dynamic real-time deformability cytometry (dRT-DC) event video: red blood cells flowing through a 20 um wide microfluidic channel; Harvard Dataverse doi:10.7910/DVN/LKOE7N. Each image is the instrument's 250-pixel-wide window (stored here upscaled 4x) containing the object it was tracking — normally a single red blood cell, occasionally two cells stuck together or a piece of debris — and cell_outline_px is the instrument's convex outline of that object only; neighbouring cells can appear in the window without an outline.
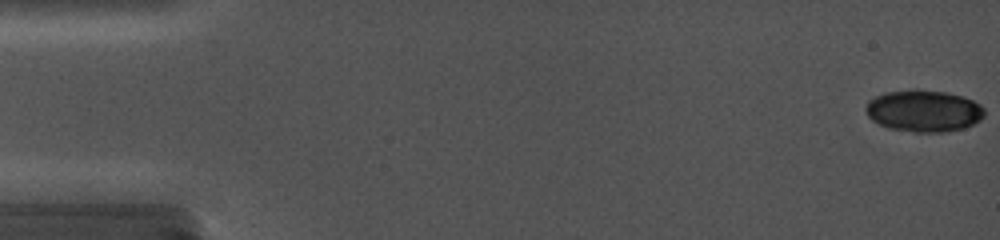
{"species": "common noctule bat (a hibernating species)", "species_latin": "Nyctalus noctula", "temperature_condition": "cold", "stored_images_in_passage": 9, "camera_frame_rate_fps": 5000, "um_per_image_px": 0.085, "animal": {"sex": "female", "body_mass_g": 19.0, "forearm_length_mm": 56.7}, "frame": {"image": 1, "passage_image": 1, "time_ms": 0.0, "image_size_px": [1000, 240], "cell_outline_px": [[984, 116], [980, 120], [964, 128], [944, 132], [916, 132], [888, 128], [872, 120], [868, 116], [864, 108], [868, 100], [884, 92], [912, 88], [916, 88], [948, 92], [964, 96], [980, 104], [984, 108]], "centroid_in_image_um": [78.5, 9.4], "position_along_channel_um": 6.5, "area_um2": 29.36}}